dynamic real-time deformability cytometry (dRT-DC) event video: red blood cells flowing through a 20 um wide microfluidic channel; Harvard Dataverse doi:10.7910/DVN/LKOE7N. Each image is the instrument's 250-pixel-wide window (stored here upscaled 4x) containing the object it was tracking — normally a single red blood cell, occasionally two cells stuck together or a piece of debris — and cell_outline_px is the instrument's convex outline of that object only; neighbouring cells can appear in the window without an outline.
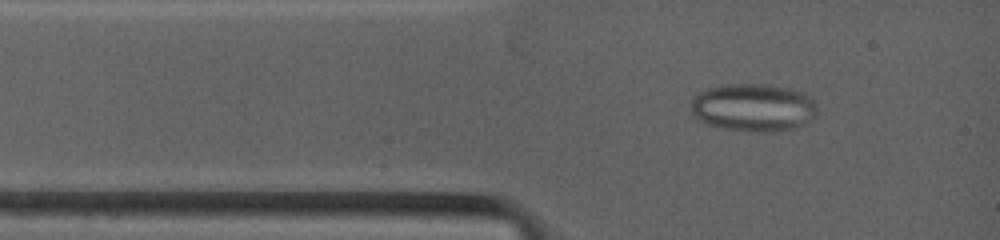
{"species": "common noctule bat (a hibernating species)", "species_latin": "Nyctalus noctula", "temperature_condition": "warm", "stored_images_in_passage": 47, "camera_frame_rate_fps": 4500, "um_per_image_px": 0.085, "animal": {"sex": "female", "body_mass_g": 19.0, "forearm_length_mm": 53.3}, "frame": {"image": 1, "passage_image": 6, "time_ms": 1.111, "image_size_px": [1000, 240], "cell_outline_px": [[816, 112], [804, 124], [792, 128], [772, 132], [760, 132], [724, 128], [704, 124], [696, 120], [692, 116], [692, 100], [700, 92], [708, 88], [720, 84], [768, 84], [792, 88], [808, 96], [816, 104]], "centroid_in_image_um": [63.99, 9.13], "position_along_channel_um": 21.0, "area_um2": 35.2}}
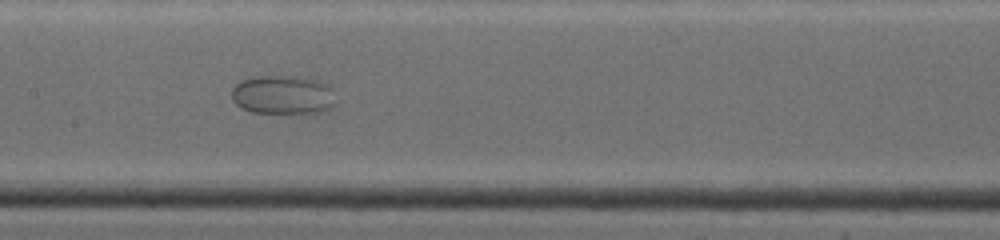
{"frame": {"image": 2, "passage_image": 29, "time_ms": 5.778, "image_size_px": [1000, 240], "cell_outline_px": [[336, 104], [332, 108], [324, 112], [252, 112], [240, 108], [232, 100], [232, 88], [240, 80], [256, 76], [296, 76], [316, 80], [328, 84], [332, 88]], "centroid_in_image_um": [24.06, 8.05], "position_along_channel_um": 183.3, "area_um2": 23.76}}
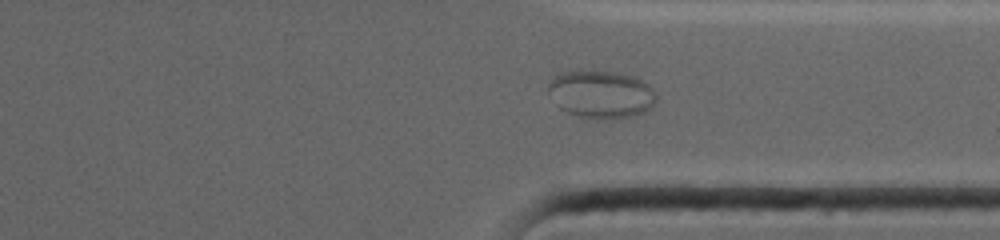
{"frame": {"image": 3, "passage_image": 43, "time_ms": 10.444, "image_size_px": [1000, 240], "cell_outline_px": [[656, 100], [644, 112], [636, 116], [604, 120], [596, 120], [580, 116], [568, 112], [560, 108], [548, 88], [548, 84], [552, 76], [560, 72], [616, 72], [636, 76], [648, 84], [656, 92]], "centroid_in_image_um": [51.13, 8.03], "position_along_channel_um": 360.3, "area_um2": 29.94}}